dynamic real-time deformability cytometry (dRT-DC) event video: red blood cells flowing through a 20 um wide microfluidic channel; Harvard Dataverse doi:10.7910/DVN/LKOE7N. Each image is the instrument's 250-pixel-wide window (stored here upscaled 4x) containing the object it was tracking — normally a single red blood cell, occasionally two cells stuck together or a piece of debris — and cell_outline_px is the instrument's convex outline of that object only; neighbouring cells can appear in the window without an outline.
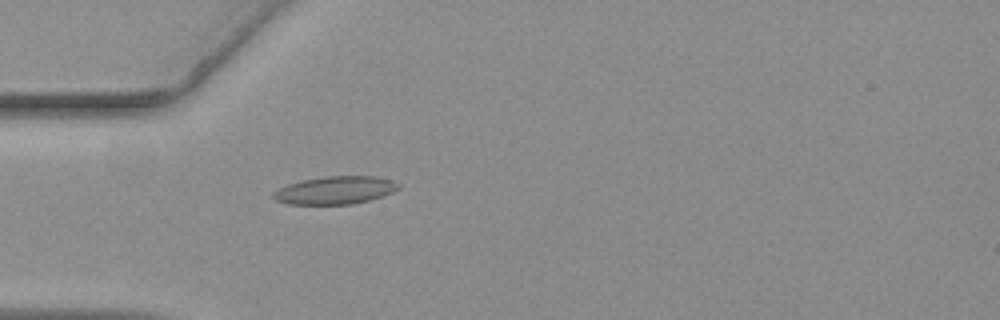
{"species": "common noctule bat (a hibernating species)", "species_latin": "Nyctalus noctula", "temperature_condition": "warm", "stored_images_in_passage": 36, "camera_frame_rate_fps": 3000, "um_per_image_px": 0.085, "animal": {"sex": "female", "body_mass_g": 19.3, "forearm_length_mm": 54.1}, "frame": {"image": 1, "passage_image": 1, "time_ms": 0.0, "image_size_px": [1000, 320], "cell_outline_px": [[400, 188], [384, 196], [352, 204], [288, 204], [276, 200], [272, 196], [272, 192], [288, 184], [300, 180], [324, 176], [376, 176], [392, 180], [400, 184]], "centroid_in_image_um": [28.5, 16.16], "position_along_channel_um": 56.5, "area_um2": 20.4}}
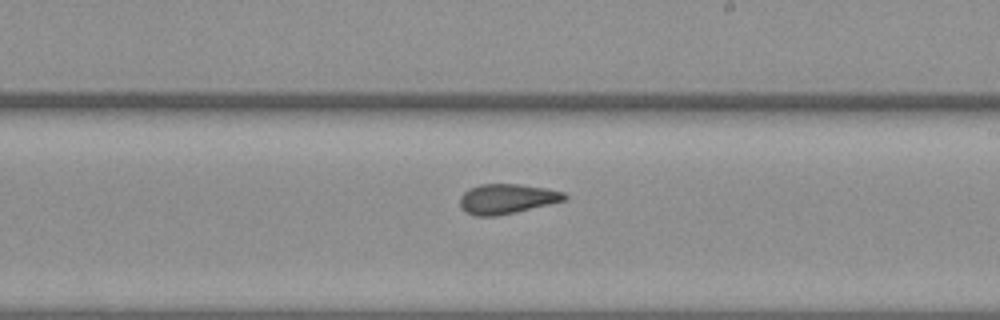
{"frame": {"image": 2, "passage_image": 17, "time_ms": 5.333, "image_size_px": [1000, 320], "cell_outline_px": [[568, 196], [564, 200], [516, 212], [496, 216], [476, 216], [464, 212], [460, 208], [460, 196], [468, 188], [480, 184], [520, 184], [544, 188], [564, 192]], "centroid_in_image_um": [43.02, 16.9], "position_along_channel_um": 246.0, "area_um2": 18.21}}
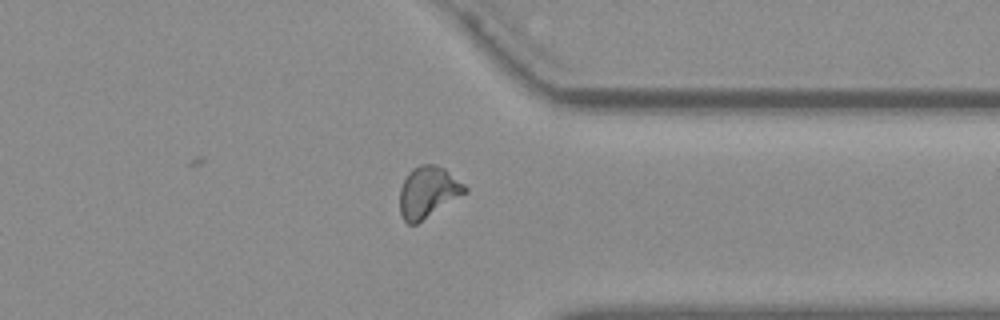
{"frame": {"image": 3, "passage_image": 28, "time_ms": 9.0, "image_size_px": [1000, 320], "cell_outline_px": [[468, 192], [416, 224], [408, 224], [404, 220], [400, 212], [400, 188], [408, 172], [412, 168], [420, 164], [436, 164], [444, 168], [464, 184], [468, 188]], "centroid_in_image_um": [36.38, 16.31], "position_along_channel_um": 375.0, "area_um2": 19.48}, "authors_computed_cell_mechanics": {"area_um2": 18.3804, "velocity_mm_per_s": 3.6417, "shape_relaxation_time_tau1_ms": 8.5133, "shape_relaxation_time_tau2_ms": 2.2296, "deformation_change_tau1": 0.2353, "deformation_change_tau2": 0.1045}}